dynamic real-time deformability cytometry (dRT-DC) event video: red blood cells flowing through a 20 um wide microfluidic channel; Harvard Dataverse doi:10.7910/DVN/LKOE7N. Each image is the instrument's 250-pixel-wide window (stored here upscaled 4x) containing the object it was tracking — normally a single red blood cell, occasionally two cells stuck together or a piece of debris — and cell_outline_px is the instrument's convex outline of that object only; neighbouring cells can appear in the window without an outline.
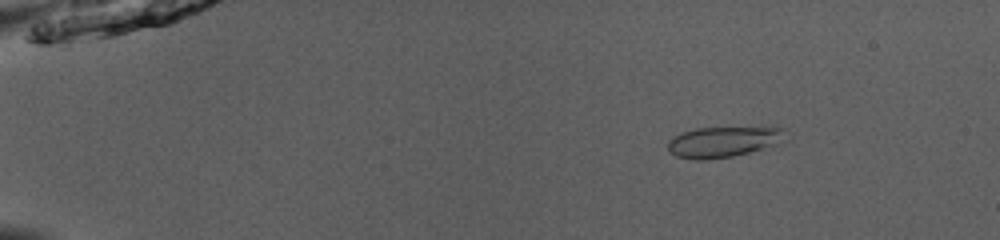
{"species": "common noctule bat (a hibernating species)", "species_latin": "Nyctalus noctula", "temperature_condition": "room temperature", "stored_images_in_passage": 53, "camera_frame_rate_fps": 3000, "um_per_image_px": 0.085, "animal": {"sex": "male", "body_mass_g": 13.0, "forearm_length_mm": 53.1}, "frame": {"image": 1, "passage_image": 9, "time_ms": 2.667, "image_size_px": [1000, 240], "cell_outline_px": [[784, 140], [748, 152], [732, 156], [704, 160], [692, 160], [676, 156], [668, 152], [668, 140], [684, 132], [696, 128], [780, 128]], "centroid_in_image_um": [61.33, 12.08], "position_along_channel_um": 23.7, "area_um2": 20.23}}
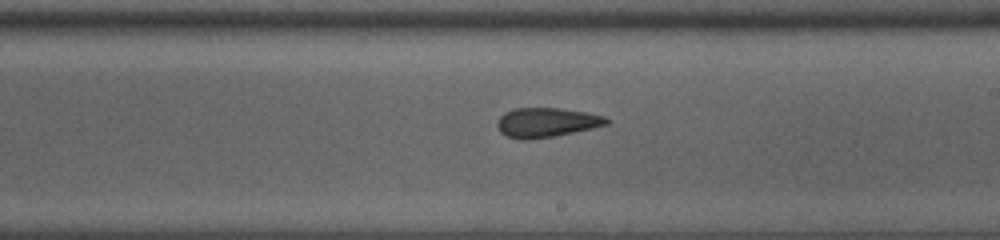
{"frame": {"image": 2, "passage_image": 33, "time_ms": 10.667, "image_size_px": [1000, 240], "cell_outline_px": [[612, 120], [608, 124], [572, 132], [552, 136], [524, 140], [520, 140], [508, 136], [500, 132], [496, 124], [500, 116], [504, 112], [516, 108], [560, 108], [584, 112], [604, 116]], "centroid_in_image_um": [46.43, 10.4], "position_along_channel_um": 242.6, "area_um2": 18.55}}
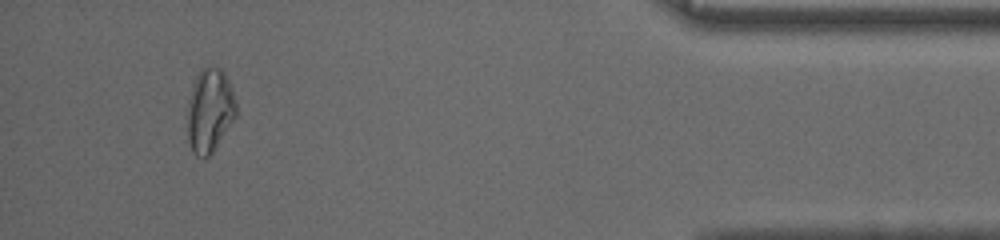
{"frame": {"image": 3, "passage_image": 50, "time_ms": 16.333, "image_size_px": [1000, 240], "cell_outline_px": [[236, 116], [212, 152], [208, 156], [196, 156], [192, 152], [188, 140], [184, 116], [192, 84], [196, 76], [204, 68], [220, 68], [224, 72], [228, 80], [236, 100]], "centroid_in_image_um": [17.77, 9.41], "position_along_channel_um": 417.4, "area_um2": 24.04}, "authors_computed_cell_mechanics": {"area_um2": 20.1144, "velocity_mm_per_s": 3.9605, "shape_relaxation_time_tau1_ms": null, "shape_relaxation_time_tau2_ms": 2.7206, "deformation_change_tau1": null, "deformation_change_tau2": 0.1134}}